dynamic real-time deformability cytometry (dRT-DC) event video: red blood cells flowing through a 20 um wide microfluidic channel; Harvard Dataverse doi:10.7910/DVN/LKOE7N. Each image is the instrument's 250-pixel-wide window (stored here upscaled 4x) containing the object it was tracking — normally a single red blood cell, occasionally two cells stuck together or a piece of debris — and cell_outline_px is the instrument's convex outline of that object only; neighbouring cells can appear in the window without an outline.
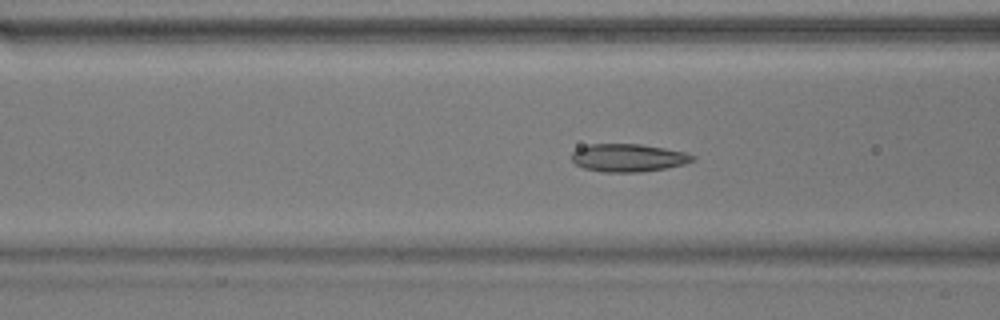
{"species": "common noctule bat (a hibernating species)", "species_latin": "Nyctalus noctula", "temperature_condition": "warm", "stored_images_in_passage": 53, "camera_frame_rate_fps": 3000, "um_per_image_px": 0.085, "animal": {"sex": "male", "body_mass_g": 17.9}, "frame": {"image": 1, "passage_image": 20, "time_ms": 6.333, "image_size_px": [1000, 320], "cell_outline_px": [[696, 160], [684, 164], [664, 168], [640, 172], [604, 172], [584, 168], [576, 164], [572, 160], [572, 152], [576, 148], [588, 144], [640, 144], [664, 148], [684, 152], [696, 156]], "centroid_in_image_um": [53.39, 13.4], "position_along_channel_um": 113.2, "area_um2": 19.65}}
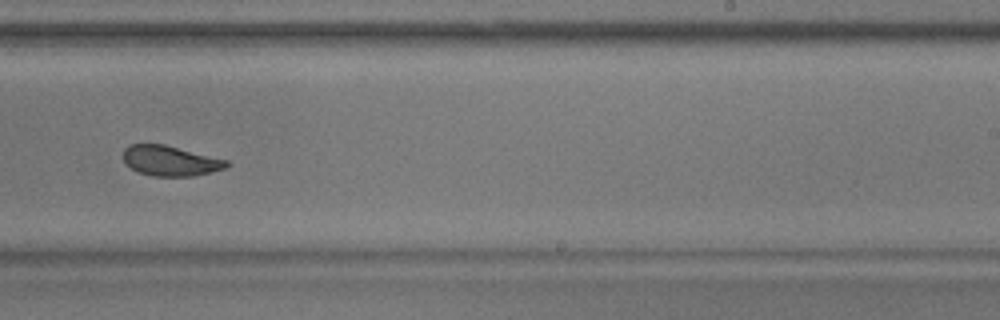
{"frame": {"image": 2, "passage_image": 33, "time_ms": 10.667, "image_size_px": [1000, 320], "cell_outline_px": [[228, 164], [224, 168], [192, 176], [152, 176], [140, 172], [132, 168], [124, 160], [124, 148], [128, 144], [164, 144], [228, 160]], "centroid_in_image_um": [14.45, 13.65], "position_along_channel_um": 274.5, "area_um2": 17.86}}
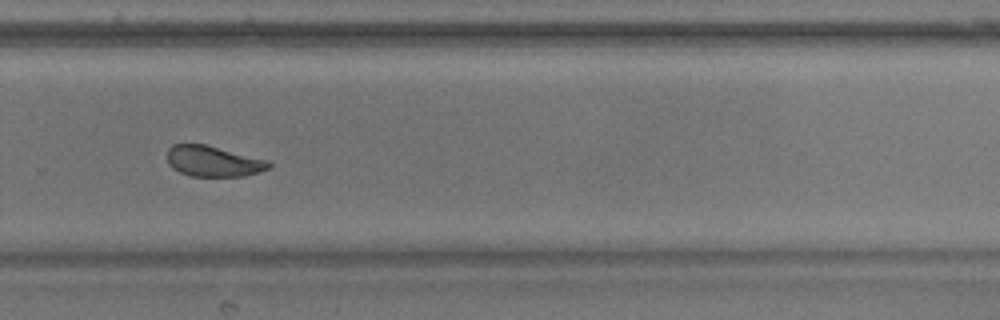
{"frame": {"image": 3, "passage_image": 36, "time_ms": 11.667, "image_size_px": [1000, 320], "cell_outline_px": [[272, 164], [268, 168], [260, 172], [244, 176], [192, 176], [180, 172], [172, 168], [168, 164], [168, 148], [172, 144], [204, 144], [268, 160]], "centroid_in_image_um": [18.12, 13.71], "position_along_channel_um": 311.7, "area_um2": 18.09}, "authors_computed_cell_mechanics": {"area_um2": 20.0566, "velocity_mm_per_s": 3.7313, "shape_relaxation_time_tau1_ms": 5.1908, "shape_relaxation_time_tau2_ms": 1.1772, "deformation_change_tau1": 0.133, "deformation_change_tau2": 0.067}}